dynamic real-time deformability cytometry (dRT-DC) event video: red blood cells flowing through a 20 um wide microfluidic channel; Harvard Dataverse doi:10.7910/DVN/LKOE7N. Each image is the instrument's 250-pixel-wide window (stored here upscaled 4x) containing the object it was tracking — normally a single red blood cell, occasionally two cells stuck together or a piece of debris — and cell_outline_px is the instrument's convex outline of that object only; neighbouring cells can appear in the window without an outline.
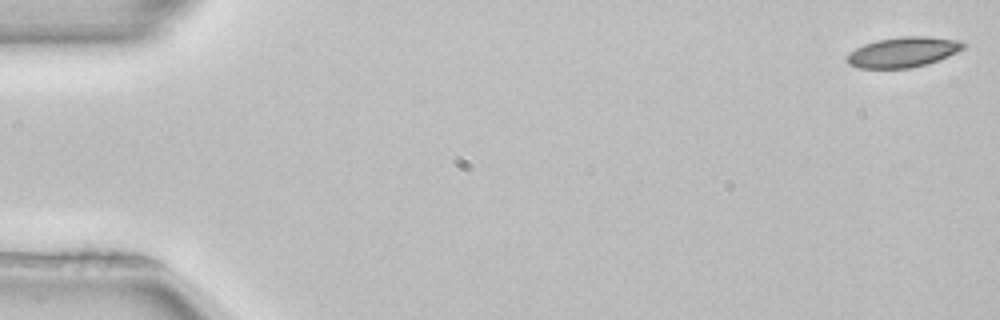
{"species": "common noctule bat (a hibernating species)", "species_latin": "Nyctalus noctula", "temperature_condition": "room temperature", "stored_images_in_passage": 53, "camera_frame_rate_fps": 3000, "um_per_image_px": 0.085, "animal": {"sex": "female", "body_mass_g": 22.7, "forearm_length_mm": 54.2}, "frame": {"image": 1, "passage_image": 1, "time_ms": 0.0, "image_size_px": [1000, 320], "cell_outline_px": [[964, 48], [948, 56], [928, 64], [908, 68], [860, 68], [848, 64], [848, 56], [856, 48], [864, 44], [876, 40], [904, 36], [924, 36], [960, 40], [964, 44]], "centroid_in_image_um": [76.78, 4.43], "position_along_channel_um": 8.2, "area_um2": 20.23}}
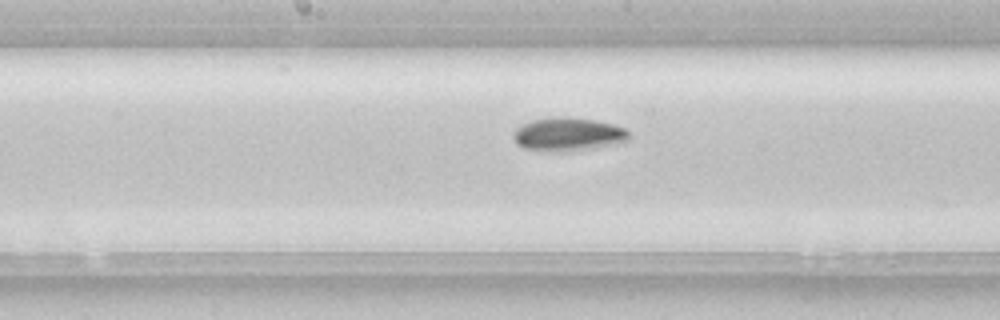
{"frame": {"image": 2, "passage_image": 27, "time_ms": 8.667, "image_size_px": [1000, 320], "cell_outline_px": [[628, 140], [616, 144], [588, 148], [524, 148], [516, 144], [512, 136], [512, 132], [516, 128], [532, 120], [564, 116], [568, 116], [592, 120], [612, 124], [624, 128], [628, 132]], "centroid_in_image_um": [48.28, 11.35], "position_along_channel_um": 199.9, "area_um2": 21.27}}